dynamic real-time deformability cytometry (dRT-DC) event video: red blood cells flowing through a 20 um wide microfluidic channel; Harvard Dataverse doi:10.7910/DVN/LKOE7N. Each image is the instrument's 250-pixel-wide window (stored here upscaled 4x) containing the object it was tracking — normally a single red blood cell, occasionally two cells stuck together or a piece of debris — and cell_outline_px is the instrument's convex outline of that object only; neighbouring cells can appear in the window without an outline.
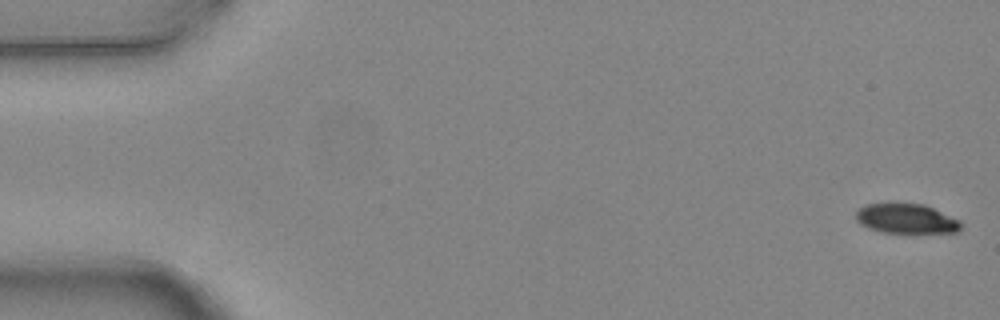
{"species": "common noctule bat (a hibernating species)", "species_latin": "Nyctalus noctula", "temperature_condition": "warm", "stored_images_in_passage": 6, "camera_frame_rate_fps": 3000, "um_per_image_px": 0.085, "animal": {"sex": "female", "body_mass_g": 24.6, "forearm_length_mm": 56.2}, "frame": {"image": 1, "passage_image": 1, "time_ms": 0.0, "image_size_px": [1000, 320], "cell_outline_px": [[960, 232], [884, 232], [868, 228], [860, 224], [856, 220], [856, 212], [864, 204], [896, 200], [924, 204], [960, 220]], "centroid_in_image_um": [76.97, 18.52], "position_along_channel_um": 8.0, "area_um2": 18.73}}
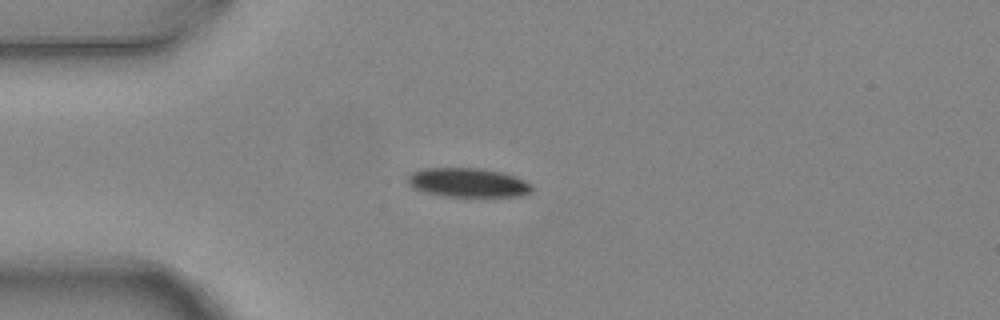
{"frame": {"image": 2, "passage_image": 4, "time_ms": 1.0, "image_size_px": [1000, 320], "cell_outline_px": [[532, 192], [520, 196], [444, 196], [424, 192], [412, 188], [408, 184], [408, 176], [412, 172], [424, 168], [480, 168], [500, 172], [524, 180], [532, 184]], "centroid_in_image_um": [39.75, 15.52], "position_along_channel_um": 45.2, "area_um2": 20.98}}
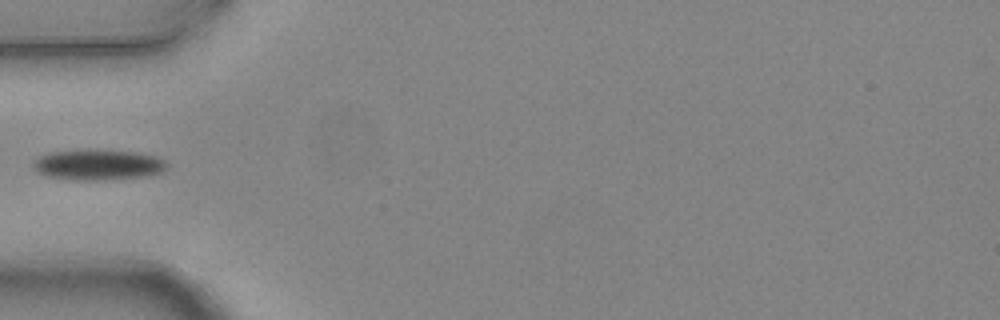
{"frame": {"image": 3, "passage_image": 5, "time_ms": 1.333, "image_size_px": [1000, 320], "cell_outline_px": [[168, 164], [160, 172], [148, 176], [112, 180], [72, 180], [44, 176], [36, 172], [32, 164], [40, 156], [52, 152], [88, 148], [96, 148], [136, 152], [156, 156], [164, 160]], "centroid_in_image_um": [8.32, 13.99], "position_along_channel_um": 76.7, "area_um2": 24.45}}